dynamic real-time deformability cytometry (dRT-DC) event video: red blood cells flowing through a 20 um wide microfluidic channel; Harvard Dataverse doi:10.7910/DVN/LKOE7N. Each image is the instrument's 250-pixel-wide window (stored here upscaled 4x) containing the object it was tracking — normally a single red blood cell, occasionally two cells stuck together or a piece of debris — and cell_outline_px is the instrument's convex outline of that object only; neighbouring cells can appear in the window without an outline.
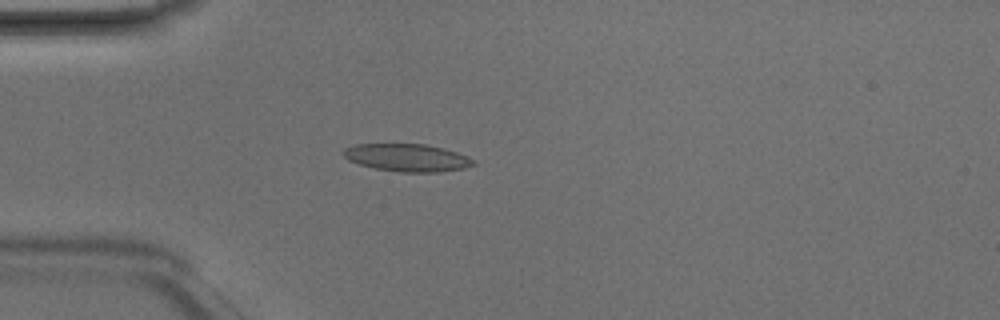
{"species": "Egyptian fruit bat (a non-hibernating species)", "species_latin": "Rousettus aegyptiacus", "temperature_condition": "room temperature", "stored_images_in_passage": 2, "camera_frame_rate_fps": 3000, "um_per_image_px": 0.085, "animal": {"sex": "male"}, "frame": {"image": 1, "passage_image": 2, "time_ms": 0.333, "image_size_px": [1000, 320], "cell_outline_px": [[476, 164], [464, 168], [440, 172], [400, 172], [376, 168], [360, 164], [348, 160], [340, 152], [344, 148], [356, 144], [424, 144], [444, 148], [468, 156], [476, 160]], "centroid_in_image_um": [34.62, 13.4], "position_along_channel_um": 50.4, "area_um2": 20.98}}